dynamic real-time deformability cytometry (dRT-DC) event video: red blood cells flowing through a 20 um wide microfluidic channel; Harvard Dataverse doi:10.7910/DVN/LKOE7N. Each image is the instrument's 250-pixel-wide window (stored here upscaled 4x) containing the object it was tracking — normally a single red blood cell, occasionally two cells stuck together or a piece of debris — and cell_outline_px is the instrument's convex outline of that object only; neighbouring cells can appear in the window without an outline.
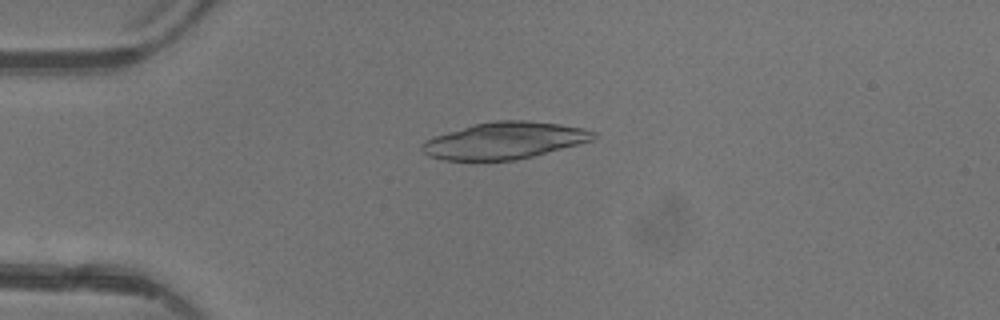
{"species": "common noctule bat (a hibernating species)", "species_latin": "Nyctalus noctula", "temperature_condition": "warm", "stored_images_in_passage": 4, "camera_frame_rate_fps": 3000, "um_per_image_px": 0.085, "animal": {"sex": "female"}, "frame": {"image": 1, "passage_image": 3, "time_ms": 3.0, "image_size_px": [1000, 320], "cell_outline_px": [[596, 136], [592, 140], [532, 156], [516, 160], [444, 160], [428, 156], [420, 148], [420, 144], [424, 140], [432, 136], [476, 124], [496, 120], [524, 120], [560, 124], [580, 128], [596, 132]], "centroid_in_image_um": [42.82, 11.95], "position_along_channel_um": 42.2, "area_um2": 36.41}}